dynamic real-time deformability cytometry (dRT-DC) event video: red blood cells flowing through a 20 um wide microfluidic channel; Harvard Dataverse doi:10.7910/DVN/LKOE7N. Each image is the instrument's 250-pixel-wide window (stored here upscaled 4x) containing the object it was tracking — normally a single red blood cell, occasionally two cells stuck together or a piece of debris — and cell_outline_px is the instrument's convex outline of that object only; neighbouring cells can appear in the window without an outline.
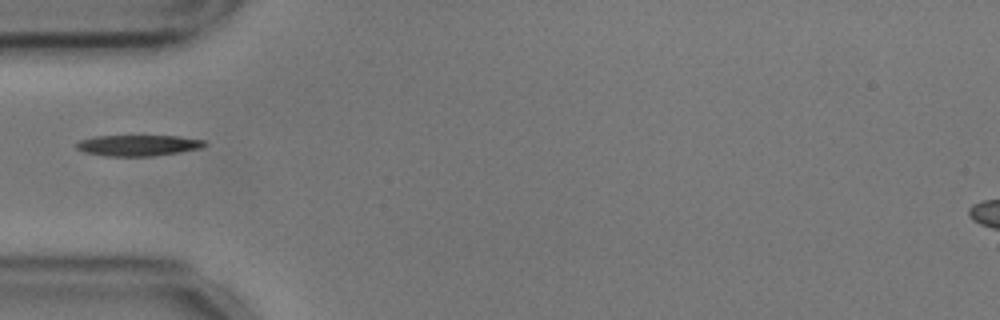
{"species": "common noctule bat (a hibernating species)", "species_latin": "Nyctalus noctula", "temperature_condition": "cold", "stored_images_in_passage": 39, "camera_frame_rate_fps": 3000, "um_per_image_px": 0.085, "animal": {"sex": "male", "body_mass_g": 17.9, "forearm_length_mm": 54.2}, "frame": {"image": 1, "passage_image": 1, "time_ms": 0.0, "image_size_px": [1000, 320], "cell_outline_px": [[208, 144], [200, 148], [180, 152], [152, 156], [104, 156], [84, 152], [76, 148], [76, 144], [80, 140], [96, 136], [176, 136], [204, 140]], "centroid_in_image_um": [11.73, 12.36], "position_along_channel_um": 73.3, "area_um2": 15.61}}
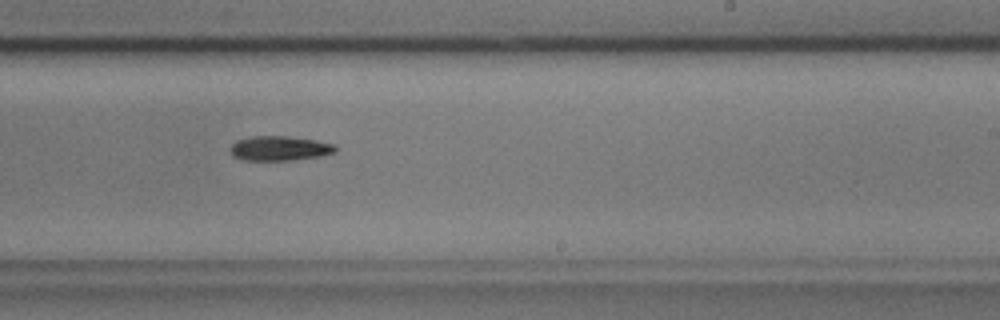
{"frame": {"image": 2, "passage_image": 17, "time_ms": 5.333, "image_size_px": [1000, 320], "cell_outline_px": [[336, 152], [320, 156], [288, 160], [244, 160], [232, 156], [228, 148], [236, 140], [248, 136], [284, 136], [316, 140], [336, 144]], "centroid_in_image_um": [23.72, 12.6], "position_along_channel_um": 265.3, "area_um2": 15.2}}
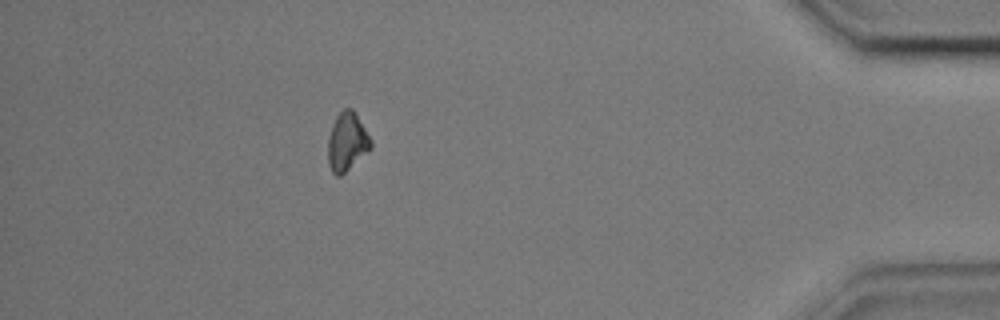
{"frame": {"image": 3, "passage_image": 33, "time_ms": 10.667, "image_size_px": [1000, 320], "cell_outline_px": [[372, 148], [340, 176], [336, 176], [332, 172], [328, 164], [328, 136], [332, 124], [336, 116], [344, 108], [352, 108], [372, 140]], "centroid_in_image_um": [29.49, 12.05], "position_along_channel_um": 405.7, "area_um2": 14.57}}